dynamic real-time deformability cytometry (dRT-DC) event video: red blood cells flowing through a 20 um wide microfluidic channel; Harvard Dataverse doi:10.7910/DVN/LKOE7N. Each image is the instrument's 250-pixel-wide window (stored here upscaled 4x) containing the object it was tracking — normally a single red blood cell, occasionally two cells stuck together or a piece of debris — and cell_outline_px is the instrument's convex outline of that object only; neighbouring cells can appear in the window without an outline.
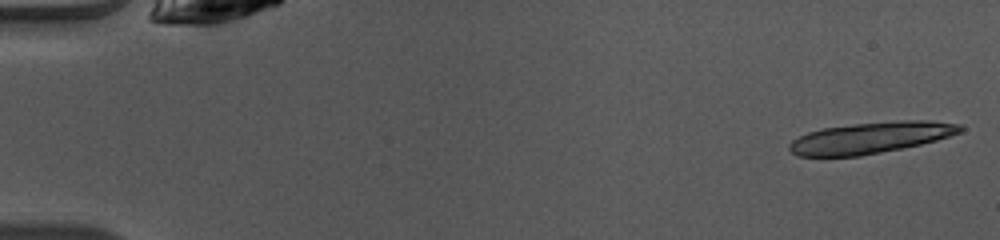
{"species": "common noctule bat (a hibernating species)", "species_latin": "Nyctalus noctula", "temperature_condition": "warm", "stored_images_in_passage": 12, "camera_frame_rate_fps": 3000, "um_per_image_px": 0.085, "animal": {"sex": "female", "body_mass_g": 10.0, "forearm_length_mm": 53.1}, "frame": {"image": 1, "passage_image": 1, "time_ms": 0.0, "image_size_px": [1000, 240], "cell_outline_px": [[964, 132], [936, 140], [920, 144], [860, 156], [796, 156], [788, 148], [788, 144], [792, 140], [808, 132], [824, 128], [856, 124], [904, 120], [928, 120], [960, 124], [964, 128]], "centroid_in_image_um": [74.03, 11.7], "position_along_channel_um": 11.0, "area_um2": 30.92}}